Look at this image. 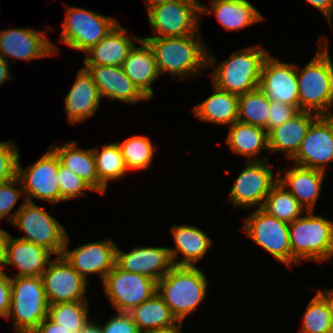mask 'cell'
Instances as JSON below:
<instances>
[{
  "mask_svg": "<svg viewBox=\"0 0 333 333\" xmlns=\"http://www.w3.org/2000/svg\"><path fill=\"white\" fill-rule=\"evenodd\" d=\"M198 34V35H197ZM198 36V37H197ZM152 48L159 75L183 80L208 67V48L199 33L178 37H142Z\"/></svg>",
  "mask_w": 333,
  "mask_h": 333,
  "instance_id": "6da1fadb",
  "label": "cell"
},
{
  "mask_svg": "<svg viewBox=\"0 0 333 333\" xmlns=\"http://www.w3.org/2000/svg\"><path fill=\"white\" fill-rule=\"evenodd\" d=\"M326 39L308 64L296 65L299 110L318 115H333V62Z\"/></svg>",
  "mask_w": 333,
  "mask_h": 333,
  "instance_id": "7a4b0ae2",
  "label": "cell"
},
{
  "mask_svg": "<svg viewBox=\"0 0 333 333\" xmlns=\"http://www.w3.org/2000/svg\"><path fill=\"white\" fill-rule=\"evenodd\" d=\"M268 55L260 45L248 46L233 52L217 65L214 55L208 51V67L214 68L213 85L238 96L259 87L262 64Z\"/></svg>",
  "mask_w": 333,
  "mask_h": 333,
  "instance_id": "3957f363",
  "label": "cell"
},
{
  "mask_svg": "<svg viewBox=\"0 0 333 333\" xmlns=\"http://www.w3.org/2000/svg\"><path fill=\"white\" fill-rule=\"evenodd\" d=\"M207 286L205 273L198 267L174 266L157 281V294L176 320L183 322L204 300Z\"/></svg>",
  "mask_w": 333,
  "mask_h": 333,
  "instance_id": "277c9868",
  "label": "cell"
},
{
  "mask_svg": "<svg viewBox=\"0 0 333 333\" xmlns=\"http://www.w3.org/2000/svg\"><path fill=\"white\" fill-rule=\"evenodd\" d=\"M313 212L289 223L291 267L301 259L322 263L333 257V221Z\"/></svg>",
  "mask_w": 333,
  "mask_h": 333,
  "instance_id": "5b68a950",
  "label": "cell"
},
{
  "mask_svg": "<svg viewBox=\"0 0 333 333\" xmlns=\"http://www.w3.org/2000/svg\"><path fill=\"white\" fill-rule=\"evenodd\" d=\"M48 301L39 277H11V300L6 319L16 333H33L48 315Z\"/></svg>",
  "mask_w": 333,
  "mask_h": 333,
  "instance_id": "8992f818",
  "label": "cell"
},
{
  "mask_svg": "<svg viewBox=\"0 0 333 333\" xmlns=\"http://www.w3.org/2000/svg\"><path fill=\"white\" fill-rule=\"evenodd\" d=\"M150 37H178L200 33V14H209L198 0H174L155 4L147 9Z\"/></svg>",
  "mask_w": 333,
  "mask_h": 333,
  "instance_id": "52a82bcc",
  "label": "cell"
},
{
  "mask_svg": "<svg viewBox=\"0 0 333 333\" xmlns=\"http://www.w3.org/2000/svg\"><path fill=\"white\" fill-rule=\"evenodd\" d=\"M65 10L66 17L60 34V42L85 53L118 24L116 19L99 14L97 11L74 6L65 7Z\"/></svg>",
  "mask_w": 333,
  "mask_h": 333,
  "instance_id": "ba28073f",
  "label": "cell"
},
{
  "mask_svg": "<svg viewBox=\"0 0 333 333\" xmlns=\"http://www.w3.org/2000/svg\"><path fill=\"white\" fill-rule=\"evenodd\" d=\"M18 210L11 222L25 232L18 238L40 245L55 256L62 255L68 234L61 223L33 201H25Z\"/></svg>",
  "mask_w": 333,
  "mask_h": 333,
  "instance_id": "9c48e42d",
  "label": "cell"
},
{
  "mask_svg": "<svg viewBox=\"0 0 333 333\" xmlns=\"http://www.w3.org/2000/svg\"><path fill=\"white\" fill-rule=\"evenodd\" d=\"M102 284L116 312H129L157 292V282L142 274L120 269L116 264Z\"/></svg>",
  "mask_w": 333,
  "mask_h": 333,
  "instance_id": "30bf717a",
  "label": "cell"
},
{
  "mask_svg": "<svg viewBox=\"0 0 333 333\" xmlns=\"http://www.w3.org/2000/svg\"><path fill=\"white\" fill-rule=\"evenodd\" d=\"M243 219L242 230L262 249L291 267L289 224L259 207Z\"/></svg>",
  "mask_w": 333,
  "mask_h": 333,
  "instance_id": "8fae6325",
  "label": "cell"
},
{
  "mask_svg": "<svg viewBox=\"0 0 333 333\" xmlns=\"http://www.w3.org/2000/svg\"><path fill=\"white\" fill-rule=\"evenodd\" d=\"M20 159L17 163V177L20 179L26 201L37 198L52 205L60 202L58 181L59 159L49 147L32 165L22 168Z\"/></svg>",
  "mask_w": 333,
  "mask_h": 333,
  "instance_id": "7c38bea8",
  "label": "cell"
},
{
  "mask_svg": "<svg viewBox=\"0 0 333 333\" xmlns=\"http://www.w3.org/2000/svg\"><path fill=\"white\" fill-rule=\"evenodd\" d=\"M245 164V168L230 189L228 201L232 202L236 209L249 210L257 205L262 208L271 188L278 182V174L273 175L268 160L247 161Z\"/></svg>",
  "mask_w": 333,
  "mask_h": 333,
  "instance_id": "4fadbf2b",
  "label": "cell"
},
{
  "mask_svg": "<svg viewBox=\"0 0 333 333\" xmlns=\"http://www.w3.org/2000/svg\"><path fill=\"white\" fill-rule=\"evenodd\" d=\"M48 304L88 301V281L63 257L51 259L41 275Z\"/></svg>",
  "mask_w": 333,
  "mask_h": 333,
  "instance_id": "5bb4252c",
  "label": "cell"
},
{
  "mask_svg": "<svg viewBox=\"0 0 333 333\" xmlns=\"http://www.w3.org/2000/svg\"><path fill=\"white\" fill-rule=\"evenodd\" d=\"M291 161L326 173V166L333 162V115H319L311 123Z\"/></svg>",
  "mask_w": 333,
  "mask_h": 333,
  "instance_id": "9a60e30c",
  "label": "cell"
},
{
  "mask_svg": "<svg viewBox=\"0 0 333 333\" xmlns=\"http://www.w3.org/2000/svg\"><path fill=\"white\" fill-rule=\"evenodd\" d=\"M3 30V31H2ZM0 31V56L26 61L55 56L58 47L52 44L41 31L33 28H8Z\"/></svg>",
  "mask_w": 333,
  "mask_h": 333,
  "instance_id": "2e32d148",
  "label": "cell"
},
{
  "mask_svg": "<svg viewBox=\"0 0 333 333\" xmlns=\"http://www.w3.org/2000/svg\"><path fill=\"white\" fill-rule=\"evenodd\" d=\"M69 235L66 238L62 252L63 257L88 282L89 274L97 273L104 280L112 270L116 261L117 245L111 238L98 242H89L68 250Z\"/></svg>",
  "mask_w": 333,
  "mask_h": 333,
  "instance_id": "e0dca14e",
  "label": "cell"
},
{
  "mask_svg": "<svg viewBox=\"0 0 333 333\" xmlns=\"http://www.w3.org/2000/svg\"><path fill=\"white\" fill-rule=\"evenodd\" d=\"M259 88L273 102H282L299 108L296 64L278 61L268 55L261 68Z\"/></svg>",
  "mask_w": 333,
  "mask_h": 333,
  "instance_id": "ac0fdd59",
  "label": "cell"
},
{
  "mask_svg": "<svg viewBox=\"0 0 333 333\" xmlns=\"http://www.w3.org/2000/svg\"><path fill=\"white\" fill-rule=\"evenodd\" d=\"M115 264L122 270L145 275L156 282L174 267L168 247L139 246L130 252L116 247Z\"/></svg>",
  "mask_w": 333,
  "mask_h": 333,
  "instance_id": "d6986e66",
  "label": "cell"
},
{
  "mask_svg": "<svg viewBox=\"0 0 333 333\" xmlns=\"http://www.w3.org/2000/svg\"><path fill=\"white\" fill-rule=\"evenodd\" d=\"M97 85L101 99L120 100L124 103L137 104L149 100L136 85L126 76L121 66L85 65Z\"/></svg>",
  "mask_w": 333,
  "mask_h": 333,
  "instance_id": "ffe728a7",
  "label": "cell"
},
{
  "mask_svg": "<svg viewBox=\"0 0 333 333\" xmlns=\"http://www.w3.org/2000/svg\"><path fill=\"white\" fill-rule=\"evenodd\" d=\"M64 102L67 120L72 125L82 124L98 111L101 97L92 76L84 67L79 69Z\"/></svg>",
  "mask_w": 333,
  "mask_h": 333,
  "instance_id": "44dd1931",
  "label": "cell"
},
{
  "mask_svg": "<svg viewBox=\"0 0 333 333\" xmlns=\"http://www.w3.org/2000/svg\"><path fill=\"white\" fill-rule=\"evenodd\" d=\"M51 255L52 253L46 248L18 237L13 238L11 235L1 267L6 270L5 265L15 266L19 272L13 277H39L46 270Z\"/></svg>",
  "mask_w": 333,
  "mask_h": 333,
  "instance_id": "7402d4cb",
  "label": "cell"
},
{
  "mask_svg": "<svg viewBox=\"0 0 333 333\" xmlns=\"http://www.w3.org/2000/svg\"><path fill=\"white\" fill-rule=\"evenodd\" d=\"M130 37L137 41L140 46H134L121 67L126 76L150 100L154 96L152 84L160 77L154 52L141 37H132L131 35Z\"/></svg>",
  "mask_w": 333,
  "mask_h": 333,
  "instance_id": "603a6c76",
  "label": "cell"
},
{
  "mask_svg": "<svg viewBox=\"0 0 333 333\" xmlns=\"http://www.w3.org/2000/svg\"><path fill=\"white\" fill-rule=\"evenodd\" d=\"M175 248H168L174 266L195 267L212 247L211 238L197 226L180 224L170 228ZM178 253H182L179 257ZM179 261H176L178 260Z\"/></svg>",
  "mask_w": 333,
  "mask_h": 333,
  "instance_id": "cb8c5ba5",
  "label": "cell"
},
{
  "mask_svg": "<svg viewBox=\"0 0 333 333\" xmlns=\"http://www.w3.org/2000/svg\"><path fill=\"white\" fill-rule=\"evenodd\" d=\"M277 174L278 182L297 199L305 211H313L321 193L325 172L294 164L293 168L286 170L284 177L281 176L284 175L281 170Z\"/></svg>",
  "mask_w": 333,
  "mask_h": 333,
  "instance_id": "d4e9b609",
  "label": "cell"
},
{
  "mask_svg": "<svg viewBox=\"0 0 333 333\" xmlns=\"http://www.w3.org/2000/svg\"><path fill=\"white\" fill-rule=\"evenodd\" d=\"M319 115L310 111L300 110L289 121L272 129L268 133V147L271 153L283 151L288 159H292L300 145L311 123Z\"/></svg>",
  "mask_w": 333,
  "mask_h": 333,
  "instance_id": "484cf974",
  "label": "cell"
},
{
  "mask_svg": "<svg viewBox=\"0 0 333 333\" xmlns=\"http://www.w3.org/2000/svg\"><path fill=\"white\" fill-rule=\"evenodd\" d=\"M127 33V27L118 23L108 35L85 53L84 64L121 66L135 46V42L126 36Z\"/></svg>",
  "mask_w": 333,
  "mask_h": 333,
  "instance_id": "4316f807",
  "label": "cell"
},
{
  "mask_svg": "<svg viewBox=\"0 0 333 333\" xmlns=\"http://www.w3.org/2000/svg\"><path fill=\"white\" fill-rule=\"evenodd\" d=\"M228 127L225 142L233 153L245 155L248 158L246 161L268 160V157L258 158L261 150H269L268 133L264 128L240 121Z\"/></svg>",
  "mask_w": 333,
  "mask_h": 333,
  "instance_id": "83f0119b",
  "label": "cell"
},
{
  "mask_svg": "<svg viewBox=\"0 0 333 333\" xmlns=\"http://www.w3.org/2000/svg\"><path fill=\"white\" fill-rule=\"evenodd\" d=\"M76 141L64 142L62 146H49L57 155L62 166L77 174L95 192L99 193V179L91 149L78 148Z\"/></svg>",
  "mask_w": 333,
  "mask_h": 333,
  "instance_id": "f1b7e54d",
  "label": "cell"
},
{
  "mask_svg": "<svg viewBox=\"0 0 333 333\" xmlns=\"http://www.w3.org/2000/svg\"><path fill=\"white\" fill-rule=\"evenodd\" d=\"M213 86L212 95L197 104L192 112L200 121L231 126L238 118V95Z\"/></svg>",
  "mask_w": 333,
  "mask_h": 333,
  "instance_id": "f546056e",
  "label": "cell"
},
{
  "mask_svg": "<svg viewBox=\"0 0 333 333\" xmlns=\"http://www.w3.org/2000/svg\"><path fill=\"white\" fill-rule=\"evenodd\" d=\"M210 4V12L226 31L243 29L263 20L249 0H211Z\"/></svg>",
  "mask_w": 333,
  "mask_h": 333,
  "instance_id": "4dcf8cb0",
  "label": "cell"
},
{
  "mask_svg": "<svg viewBox=\"0 0 333 333\" xmlns=\"http://www.w3.org/2000/svg\"><path fill=\"white\" fill-rule=\"evenodd\" d=\"M141 333L167 327L177 322L171 310L157 294L129 311Z\"/></svg>",
  "mask_w": 333,
  "mask_h": 333,
  "instance_id": "1f68e13d",
  "label": "cell"
},
{
  "mask_svg": "<svg viewBox=\"0 0 333 333\" xmlns=\"http://www.w3.org/2000/svg\"><path fill=\"white\" fill-rule=\"evenodd\" d=\"M92 150L99 179V193L104 194L107 190L108 181L119 180L127 175L128 169L117 142L104 144L101 151L96 147Z\"/></svg>",
  "mask_w": 333,
  "mask_h": 333,
  "instance_id": "d6a6232c",
  "label": "cell"
},
{
  "mask_svg": "<svg viewBox=\"0 0 333 333\" xmlns=\"http://www.w3.org/2000/svg\"><path fill=\"white\" fill-rule=\"evenodd\" d=\"M270 100L259 88L238 96L237 121L264 128L268 133Z\"/></svg>",
  "mask_w": 333,
  "mask_h": 333,
  "instance_id": "836d02e7",
  "label": "cell"
},
{
  "mask_svg": "<svg viewBox=\"0 0 333 333\" xmlns=\"http://www.w3.org/2000/svg\"><path fill=\"white\" fill-rule=\"evenodd\" d=\"M262 209L288 224L306 212L297 199L279 182L271 188Z\"/></svg>",
  "mask_w": 333,
  "mask_h": 333,
  "instance_id": "e575fe53",
  "label": "cell"
},
{
  "mask_svg": "<svg viewBox=\"0 0 333 333\" xmlns=\"http://www.w3.org/2000/svg\"><path fill=\"white\" fill-rule=\"evenodd\" d=\"M330 289L318 290L304 312L301 333H329Z\"/></svg>",
  "mask_w": 333,
  "mask_h": 333,
  "instance_id": "d590c367",
  "label": "cell"
},
{
  "mask_svg": "<svg viewBox=\"0 0 333 333\" xmlns=\"http://www.w3.org/2000/svg\"><path fill=\"white\" fill-rule=\"evenodd\" d=\"M89 306V301L49 304L47 317L61 327L78 333L90 321Z\"/></svg>",
  "mask_w": 333,
  "mask_h": 333,
  "instance_id": "8d00e7d4",
  "label": "cell"
},
{
  "mask_svg": "<svg viewBox=\"0 0 333 333\" xmlns=\"http://www.w3.org/2000/svg\"><path fill=\"white\" fill-rule=\"evenodd\" d=\"M117 144L121 149L128 171L149 169L155 149L150 137L134 136Z\"/></svg>",
  "mask_w": 333,
  "mask_h": 333,
  "instance_id": "74e56055",
  "label": "cell"
},
{
  "mask_svg": "<svg viewBox=\"0 0 333 333\" xmlns=\"http://www.w3.org/2000/svg\"><path fill=\"white\" fill-rule=\"evenodd\" d=\"M17 186L19 188H16ZM21 196L23 198L22 204H20L15 212H11ZM25 201L23 187L17 176L10 181L0 183V221L5 218L11 223L15 215L19 212L18 209L22 207Z\"/></svg>",
  "mask_w": 333,
  "mask_h": 333,
  "instance_id": "f35d334b",
  "label": "cell"
},
{
  "mask_svg": "<svg viewBox=\"0 0 333 333\" xmlns=\"http://www.w3.org/2000/svg\"><path fill=\"white\" fill-rule=\"evenodd\" d=\"M58 181L60 187V202L86 196V190L93 189L77 174L62 166L59 162Z\"/></svg>",
  "mask_w": 333,
  "mask_h": 333,
  "instance_id": "ab89813d",
  "label": "cell"
},
{
  "mask_svg": "<svg viewBox=\"0 0 333 333\" xmlns=\"http://www.w3.org/2000/svg\"><path fill=\"white\" fill-rule=\"evenodd\" d=\"M18 146L11 141L0 142V183L17 176V163L20 158Z\"/></svg>",
  "mask_w": 333,
  "mask_h": 333,
  "instance_id": "60d3db41",
  "label": "cell"
},
{
  "mask_svg": "<svg viewBox=\"0 0 333 333\" xmlns=\"http://www.w3.org/2000/svg\"><path fill=\"white\" fill-rule=\"evenodd\" d=\"M299 111L300 110L297 106H292L282 102L270 101L268 133L272 129L282 125L284 122L289 121Z\"/></svg>",
  "mask_w": 333,
  "mask_h": 333,
  "instance_id": "b9f144b4",
  "label": "cell"
},
{
  "mask_svg": "<svg viewBox=\"0 0 333 333\" xmlns=\"http://www.w3.org/2000/svg\"><path fill=\"white\" fill-rule=\"evenodd\" d=\"M107 321L100 325L102 333H141L129 312H118Z\"/></svg>",
  "mask_w": 333,
  "mask_h": 333,
  "instance_id": "7bdbcfd3",
  "label": "cell"
},
{
  "mask_svg": "<svg viewBox=\"0 0 333 333\" xmlns=\"http://www.w3.org/2000/svg\"><path fill=\"white\" fill-rule=\"evenodd\" d=\"M11 300V276L0 266V317L6 319L9 314Z\"/></svg>",
  "mask_w": 333,
  "mask_h": 333,
  "instance_id": "ee69618b",
  "label": "cell"
},
{
  "mask_svg": "<svg viewBox=\"0 0 333 333\" xmlns=\"http://www.w3.org/2000/svg\"><path fill=\"white\" fill-rule=\"evenodd\" d=\"M33 333H76L72 329H66L45 317Z\"/></svg>",
  "mask_w": 333,
  "mask_h": 333,
  "instance_id": "f6af8a7d",
  "label": "cell"
},
{
  "mask_svg": "<svg viewBox=\"0 0 333 333\" xmlns=\"http://www.w3.org/2000/svg\"><path fill=\"white\" fill-rule=\"evenodd\" d=\"M318 10L327 18L331 23L333 18V0H305Z\"/></svg>",
  "mask_w": 333,
  "mask_h": 333,
  "instance_id": "bcb514c9",
  "label": "cell"
},
{
  "mask_svg": "<svg viewBox=\"0 0 333 333\" xmlns=\"http://www.w3.org/2000/svg\"><path fill=\"white\" fill-rule=\"evenodd\" d=\"M9 62L0 56V86L12 77Z\"/></svg>",
  "mask_w": 333,
  "mask_h": 333,
  "instance_id": "7dc6e473",
  "label": "cell"
},
{
  "mask_svg": "<svg viewBox=\"0 0 333 333\" xmlns=\"http://www.w3.org/2000/svg\"><path fill=\"white\" fill-rule=\"evenodd\" d=\"M10 234L3 229H0V266H2L7 250L8 240L10 238Z\"/></svg>",
  "mask_w": 333,
  "mask_h": 333,
  "instance_id": "c3c4849f",
  "label": "cell"
},
{
  "mask_svg": "<svg viewBox=\"0 0 333 333\" xmlns=\"http://www.w3.org/2000/svg\"><path fill=\"white\" fill-rule=\"evenodd\" d=\"M182 324H183L182 321H177L176 323L170 326L150 330L147 331L146 333H182L181 332Z\"/></svg>",
  "mask_w": 333,
  "mask_h": 333,
  "instance_id": "681fc988",
  "label": "cell"
},
{
  "mask_svg": "<svg viewBox=\"0 0 333 333\" xmlns=\"http://www.w3.org/2000/svg\"><path fill=\"white\" fill-rule=\"evenodd\" d=\"M78 333H102V329L100 324L98 325L97 322L94 323V321L91 322L90 320L88 324Z\"/></svg>",
  "mask_w": 333,
  "mask_h": 333,
  "instance_id": "f907efd6",
  "label": "cell"
},
{
  "mask_svg": "<svg viewBox=\"0 0 333 333\" xmlns=\"http://www.w3.org/2000/svg\"><path fill=\"white\" fill-rule=\"evenodd\" d=\"M330 331L329 333H333V289H330Z\"/></svg>",
  "mask_w": 333,
  "mask_h": 333,
  "instance_id": "816d5d0a",
  "label": "cell"
},
{
  "mask_svg": "<svg viewBox=\"0 0 333 333\" xmlns=\"http://www.w3.org/2000/svg\"><path fill=\"white\" fill-rule=\"evenodd\" d=\"M146 6V9H149L151 6L162 3V2H167V1H174V0H143Z\"/></svg>",
  "mask_w": 333,
  "mask_h": 333,
  "instance_id": "f5cc1de1",
  "label": "cell"
}]
</instances>
